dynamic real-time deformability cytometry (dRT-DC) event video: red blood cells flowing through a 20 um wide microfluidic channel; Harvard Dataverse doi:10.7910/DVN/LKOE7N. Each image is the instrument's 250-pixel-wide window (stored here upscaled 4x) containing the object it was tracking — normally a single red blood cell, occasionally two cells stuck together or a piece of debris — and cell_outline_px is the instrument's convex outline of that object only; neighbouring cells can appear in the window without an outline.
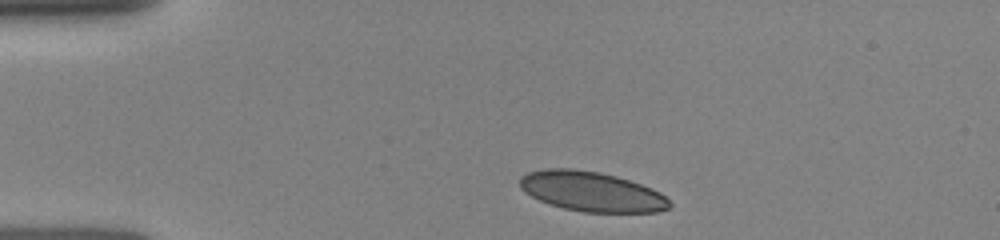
{"species": "human", "species_latin": "Homo sapiens", "temperature_condition": "room temperature", "stored_images_in_passage": 4, "camera_frame_rate_fps": 3000, "um_per_image_px": 0.085, "donor": {"sex": "female"}, "frame": {"image": 1, "passage_image": 1, "time_ms": 0.0, "image_size_px": [1000, 240], "cell_outline_px": [[672, 204], [668, 208], [660, 212], [584, 212], [564, 208], [548, 204], [524, 192], [520, 188], [520, 176], [528, 172], [544, 168], [572, 168], [600, 172], [616, 176], [652, 188], [660, 192]], "centroid_in_image_um": [50.26, 16.27], "position_along_channel_um": 34.7, "area_um2": 34.8}}
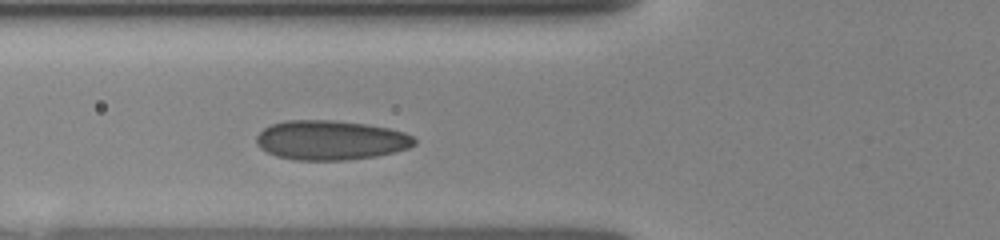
{"frame": {"image": 2, "passage_image": 4, "time_ms": 2.667, "image_size_px": [1000, 240], "cell_outline_px": [[416, 144], [408, 148], [376, 156], [344, 160], [296, 160], [276, 156], [260, 148], [256, 144], [256, 136], [264, 128], [272, 124], [284, 120], [332, 120], [364, 124], [388, 128], [404, 132], [412, 136], [416, 140]], "centroid_in_image_um": [28.08, 11.91], "position_along_channel_um": 97.7, "area_um2": 36.3}}